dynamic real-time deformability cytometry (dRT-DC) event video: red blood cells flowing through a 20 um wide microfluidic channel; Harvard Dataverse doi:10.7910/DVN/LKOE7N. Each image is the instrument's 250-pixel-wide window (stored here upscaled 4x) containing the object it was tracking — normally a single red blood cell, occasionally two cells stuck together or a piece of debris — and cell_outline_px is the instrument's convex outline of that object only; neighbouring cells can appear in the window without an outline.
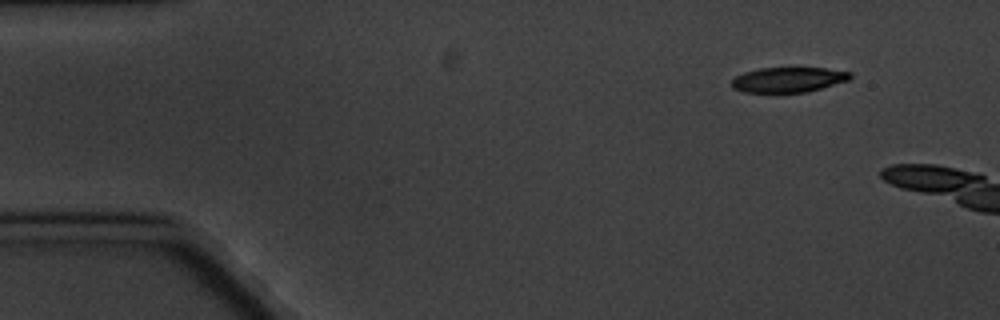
{"species": "common noctule bat (a hibernating species)", "species_latin": "Nyctalus noctula", "temperature_condition": "cold", "stored_images_in_passage": 3, "camera_frame_rate_fps": 3000, "um_per_image_px": 0.085, "animal": {"sex": "male", "body_mass_g": 20.1, "forearm_length_mm": 53.5}, "frame": {"image": 1, "passage_image": 1, "time_ms": 0.0, "image_size_px": [1000, 320], "cell_outline_px": [[852, 76], [848, 80], [808, 92], [744, 92], [732, 88], [732, 80], [736, 76], [744, 72], [760, 68], [828, 68], [852, 72]], "centroid_in_image_um": [67.02, 6.77], "position_along_channel_um": 18.0, "area_um2": 17.28}}